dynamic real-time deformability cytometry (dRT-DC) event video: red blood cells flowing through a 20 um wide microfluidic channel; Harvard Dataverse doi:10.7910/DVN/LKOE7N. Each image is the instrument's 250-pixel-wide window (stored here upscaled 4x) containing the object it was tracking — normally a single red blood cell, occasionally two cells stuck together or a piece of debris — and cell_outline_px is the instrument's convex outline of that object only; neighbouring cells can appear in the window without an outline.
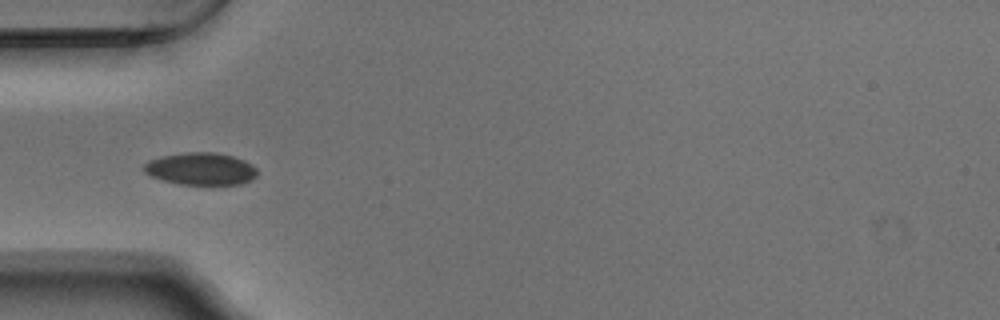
{"species": "Egyptian fruit bat (a non-hibernating species)", "species_latin": "Rousettus aegyptiacus", "temperature_condition": "warm", "stored_images_in_passage": 10, "camera_frame_rate_fps": 3000, "um_per_image_px": 0.085, "animal": {"sex": "male"}, "frame": {"image": 1, "passage_image": 4, "time_ms": 1.0, "image_size_px": [1000, 320], "cell_outline_px": [[256, 176], [252, 180], [240, 184], [212, 188], [180, 184], [164, 180], [152, 176], [144, 172], [144, 164], [148, 160], [164, 156], [188, 152], [212, 152], [232, 156], [244, 160], [252, 164], [256, 168]], "centroid_in_image_um": [17.12, 14.4], "position_along_channel_um": 67.9, "area_um2": 21.96}}
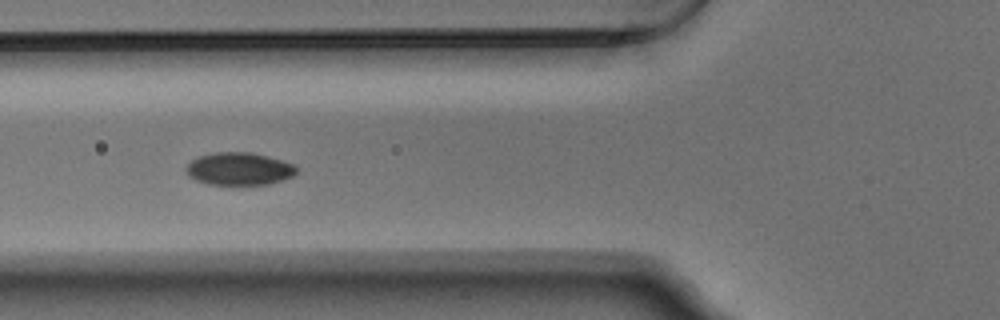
{"frame": {"image": 2, "passage_image": 7, "time_ms": 2.0, "image_size_px": [1000, 320], "cell_outline_px": [[296, 172], [292, 176], [268, 184], [208, 184], [196, 180], [188, 176], [184, 168], [192, 160], [200, 156], [216, 152], [252, 152], [268, 156], [292, 164], [296, 168]], "centroid_in_image_um": [20.28, 14.34], "position_along_channel_um": 105.5, "area_um2": 20.75}}